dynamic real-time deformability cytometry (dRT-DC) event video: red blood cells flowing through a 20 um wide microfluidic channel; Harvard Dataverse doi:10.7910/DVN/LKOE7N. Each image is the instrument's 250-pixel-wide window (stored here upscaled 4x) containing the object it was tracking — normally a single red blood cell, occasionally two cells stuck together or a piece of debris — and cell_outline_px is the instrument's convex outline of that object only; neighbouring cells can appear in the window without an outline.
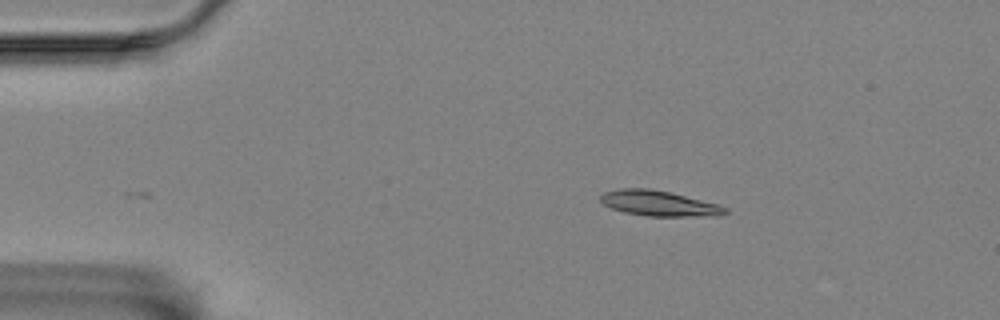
{"species": "Egyptian fruit bat (a non-hibernating species)", "species_latin": "Rousettus aegyptiacus", "temperature_condition": "room temperature", "stored_images_in_passage": 43, "camera_frame_rate_fps": 3000, "um_per_image_px": 0.085, "animal": {"sex": "female"}, "frame": {"image": 1, "passage_image": 1, "time_ms": 0.0, "image_size_px": [1000, 320], "cell_outline_px": [[728, 212], [720, 216], [648, 216], [624, 212], [612, 208], [604, 204], [600, 200], [600, 196], [604, 192], [620, 188], [648, 188], [668, 192], [716, 204], [728, 208]], "centroid_in_image_um": [56.0, 17.29], "position_along_channel_um": 29.0, "area_um2": 18.21}}
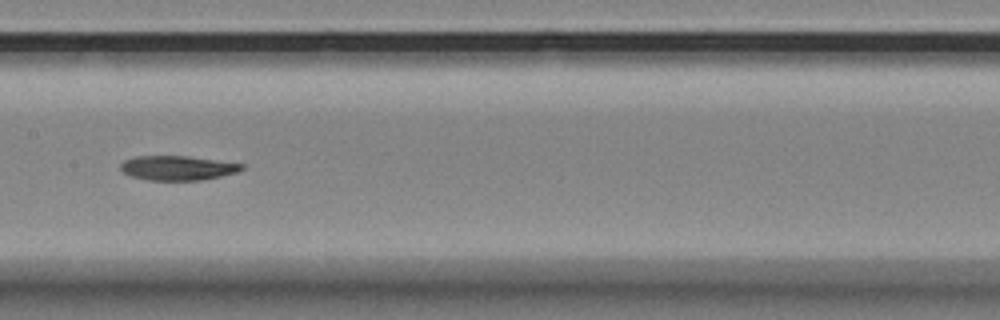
{"frame": {"image": 2, "passage_image": 20, "time_ms": 6.333, "image_size_px": [1000, 320], "cell_outline_px": [[244, 168], [236, 172], [220, 176], [200, 180], [148, 180], [132, 176], [124, 172], [120, 168], [120, 164], [124, 160], [136, 156], [188, 156], [244, 164]], "centroid_in_image_um": [15.08, 14.27], "position_along_channel_um": 192.3, "area_um2": 17.11}}
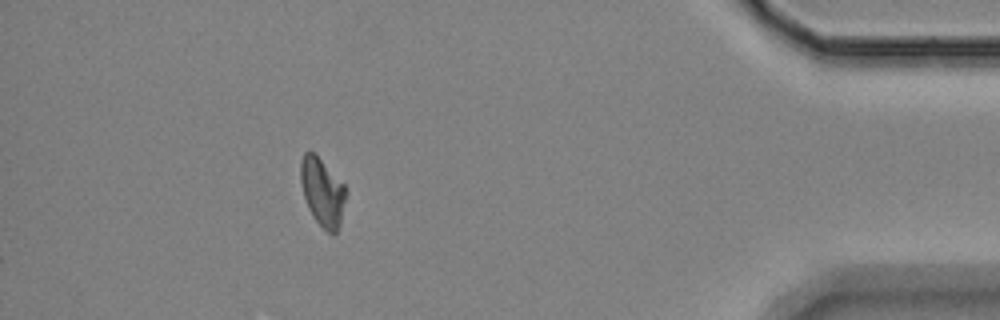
{"frame": {"image": 3, "passage_image": 43, "time_ms": 14.0, "image_size_px": [1000, 320], "cell_outline_px": [[344, 200], [340, 224], [336, 232], [332, 236], [312, 216], [308, 208], [304, 196], [300, 180], [300, 164], [304, 152], [316, 152], [344, 184]], "centroid_in_image_um": [27.37, 16.28], "position_along_channel_um": 407.8, "area_um2": 17.8}}